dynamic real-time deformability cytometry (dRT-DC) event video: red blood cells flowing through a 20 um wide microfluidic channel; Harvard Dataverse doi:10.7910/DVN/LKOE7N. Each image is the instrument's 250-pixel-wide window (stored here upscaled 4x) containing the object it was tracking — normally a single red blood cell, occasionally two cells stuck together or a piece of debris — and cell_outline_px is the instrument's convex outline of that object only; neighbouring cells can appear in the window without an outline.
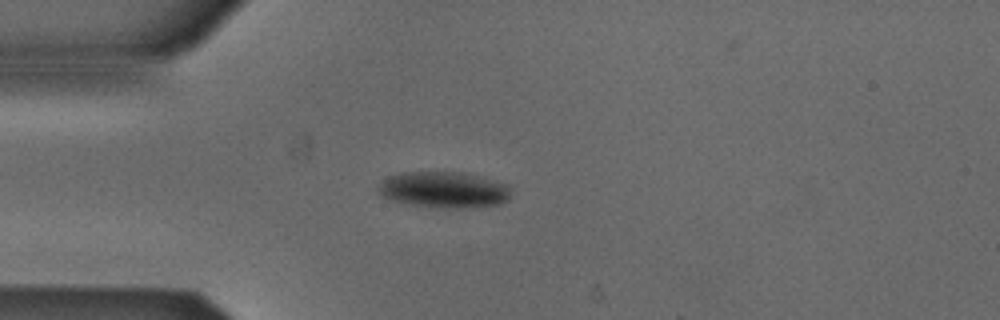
{"species": "Egyptian fruit bat (a non-hibernating species)", "species_latin": "Rousettus aegyptiacus", "temperature_condition": "cold", "stored_images_in_passage": 42, "camera_frame_rate_fps": 3000, "um_per_image_px": 0.085, "animal": {"sex": "male"}, "frame": {"image": 1, "passage_image": 7, "time_ms": 2.0, "image_size_px": [1000, 320], "cell_outline_px": [[508, 200], [500, 204], [460, 208], [444, 208], [408, 204], [392, 200], [384, 196], [380, 192], [380, 184], [388, 176], [400, 172], [468, 172], [508, 184]], "centroid_in_image_um": [37.75, 16.11], "position_along_channel_um": 47.2, "area_um2": 27.8}}
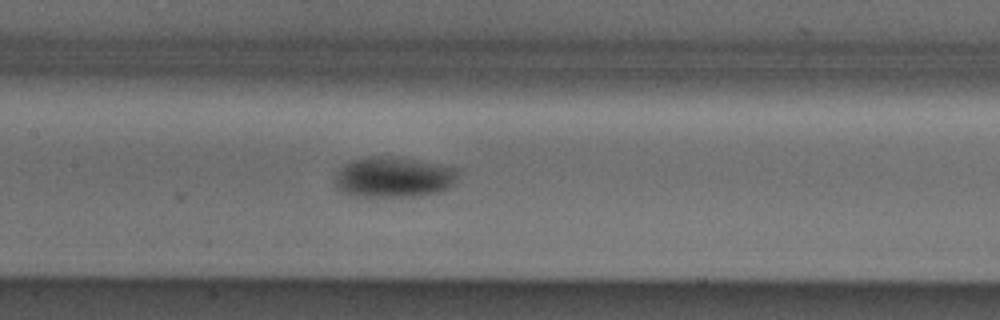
{"frame": {"image": 2, "passage_image": 18, "time_ms": 5.667, "image_size_px": [1000, 320], "cell_outline_px": [[460, 172], [456, 180], [448, 188], [440, 192], [416, 196], [348, 196], [336, 188], [336, 176], [340, 168], [344, 164], [352, 160], [368, 156], [392, 156], [420, 160], [456, 168]], "centroid_in_image_um": [33.46, 15.05], "position_along_channel_um": 173.9, "area_um2": 29.3}}
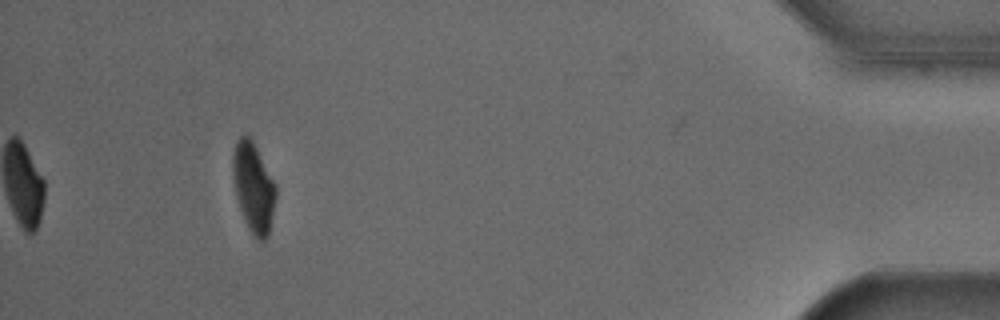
{"frame": {"image": 3, "passage_image": 42, "time_ms": 13.667, "image_size_px": [1000, 320], "cell_outline_px": [[276, 196], [268, 236], [264, 240], [260, 240], [248, 228], [244, 220], [236, 196], [232, 176], [232, 156], [236, 144], [240, 136], [248, 136], [252, 140], [276, 184]], "centroid_in_image_um": [21.54, 15.92], "position_along_channel_um": 413.7, "area_um2": 22.14}, "authors_computed_cell_mechanics": {"area_um2": 26.8481, "velocity_mm_per_s": 3.8485, "shape_relaxation_time_tau1_ms": 3.4248, "shape_relaxation_time_tau2_ms": null, "deformation_change_tau1": 0.1083, "deformation_change_tau2": null}}